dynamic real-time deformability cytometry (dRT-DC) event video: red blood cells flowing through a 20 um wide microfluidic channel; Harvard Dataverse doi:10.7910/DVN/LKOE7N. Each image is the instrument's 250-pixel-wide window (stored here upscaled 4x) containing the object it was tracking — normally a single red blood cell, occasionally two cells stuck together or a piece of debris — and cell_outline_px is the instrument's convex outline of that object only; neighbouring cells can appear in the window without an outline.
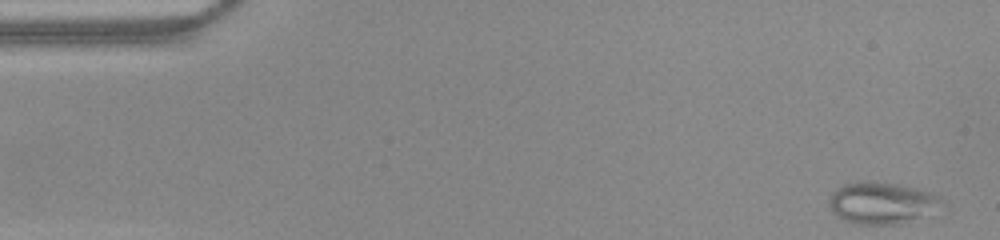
{"species": "common noctule bat (a hibernating species)", "species_latin": "Nyctalus noctula", "temperature_condition": "warm", "stored_images_in_passage": 50, "camera_frame_rate_fps": 3000, "um_per_image_px": 0.085, "animal": {"sex": "female", "body_mass_g": 22.0, "forearm_length_mm": 56.7}, "frame": {"image": 1, "passage_image": 1, "time_ms": 0.0, "image_size_px": [1000, 240], "cell_outline_px": [[944, 200], [916, 216], [900, 224], [860, 224], [844, 220], [832, 212], [828, 200], [832, 192], [836, 188], [844, 184], [856, 180], [872, 180], [896, 184], [916, 188], [932, 192], [940, 196]], "centroid_in_image_um": [74.8, 17.19], "position_along_channel_um": 10.2, "area_um2": 26.76}}
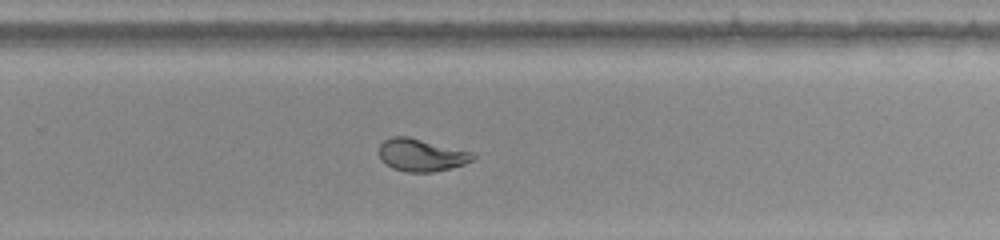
{"frame": {"image": 2, "passage_image": 32, "time_ms": 10.333, "image_size_px": [1000, 240], "cell_outline_px": [[476, 156], [472, 160], [464, 164], [436, 172], [404, 172], [392, 168], [380, 160], [380, 144], [384, 140], [392, 136], [408, 136], [472, 152]], "centroid_in_image_um": [35.79, 13.18], "position_along_channel_um": 294.0, "area_um2": 17.8}}
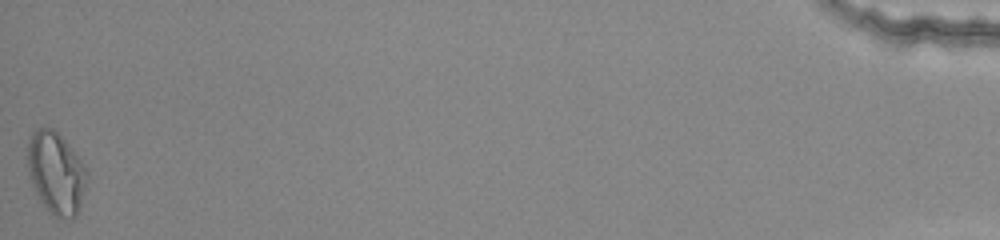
{"frame": {"image": 3, "passage_image": 50, "time_ms": 16.333, "image_size_px": [1000, 240], "cell_outline_px": [[88, 176], [80, 208], [76, 216], [72, 220], [60, 220], [48, 212], [44, 208], [36, 196], [28, 172], [28, 140], [32, 132], [36, 128], [52, 128], [64, 140], [80, 160], [88, 172]], "centroid_in_image_um": [4.76, 14.78], "position_along_channel_um": 430.4, "area_um2": 28.67}, "authors_computed_cell_mechanics": {"area_um2": 19.8543, "velocity_mm_per_s": 3.9741, "shape_relaxation_time_tau1_ms": null, "shape_relaxation_time_tau2_ms": 0.6964, "deformation_change_tau1": null, "deformation_change_tau2": 0.0504}}